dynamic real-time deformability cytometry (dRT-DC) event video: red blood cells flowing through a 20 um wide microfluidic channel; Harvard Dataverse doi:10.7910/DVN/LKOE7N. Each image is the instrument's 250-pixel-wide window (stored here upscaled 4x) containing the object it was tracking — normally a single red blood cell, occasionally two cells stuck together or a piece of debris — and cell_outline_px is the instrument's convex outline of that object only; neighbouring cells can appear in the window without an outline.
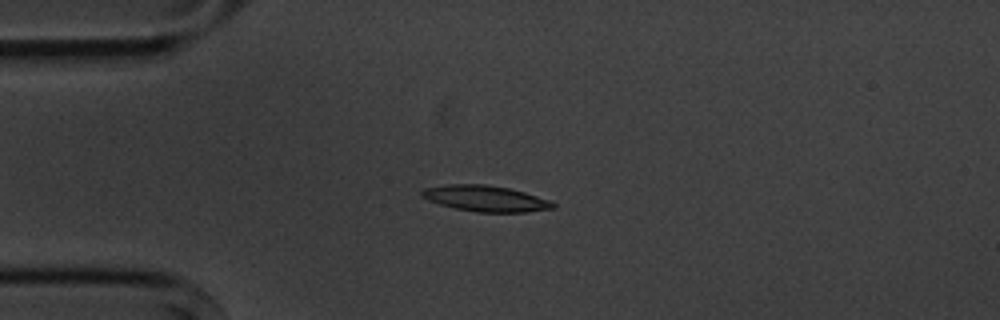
{"species": "common noctule bat (a hibernating species)", "species_latin": "Nyctalus noctula", "temperature_condition": "cold", "stored_images_in_passage": 4, "camera_frame_rate_fps": 3000, "um_per_image_px": 0.085, "animal": {"sex": "male", "body_mass_g": 20.1, "forearm_length_mm": 53.5}, "frame": {"image": 1, "passage_image": 4, "time_ms": 3.333, "image_size_px": [1000, 320], "cell_outline_px": [[556, 208], [528, 212], [476, 212], [456, 208], [440, 204], [428, 200], [420, 196], [420, 192], [424, 188], [448, 184], [484, 184], [508, 188], [524, 192], [548, 200], [556, 204]], "centroid_in_image_um": [41.26, 16.87], "position_along_channel_um": 43.7, "area_um2": 19.77}}